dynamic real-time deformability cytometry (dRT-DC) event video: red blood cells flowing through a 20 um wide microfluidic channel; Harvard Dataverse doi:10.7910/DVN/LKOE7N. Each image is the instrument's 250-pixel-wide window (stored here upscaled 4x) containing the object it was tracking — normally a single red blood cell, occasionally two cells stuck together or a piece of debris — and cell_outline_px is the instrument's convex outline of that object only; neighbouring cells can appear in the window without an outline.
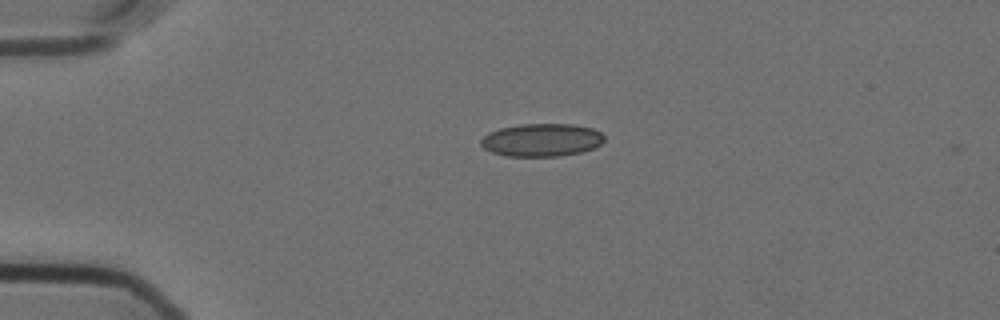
{"species": "Egyptian fruit bat (a non-hibernating species)", "species_latin": "Rousettus aegyptiacus", "temperature_condition": "cold", "stored_images_in_passage": 2, "camera_frame_rate_fps": 3000, "um_per_image_px": 0.085, "animal": {"sex": "female"}, "frame": {"image": 1, "passage_image": 1, "time_ms": 0.0, "image_size_px": [1000, 320], "cell_outline_px": [[604, 140], [596, 148], [580, 152], [560, 156], [508, 156], [492, 152], [484, 148], [480, 144], [480, 140], [488, 132], [500, 128], [520, 124], [572, 124], [592, 128], [600, 132], [604, 136]], "centroid_in_image_um": [46.04, 11.9], "position_along_channel_um": 39.0, "area_um2": 23.7}}